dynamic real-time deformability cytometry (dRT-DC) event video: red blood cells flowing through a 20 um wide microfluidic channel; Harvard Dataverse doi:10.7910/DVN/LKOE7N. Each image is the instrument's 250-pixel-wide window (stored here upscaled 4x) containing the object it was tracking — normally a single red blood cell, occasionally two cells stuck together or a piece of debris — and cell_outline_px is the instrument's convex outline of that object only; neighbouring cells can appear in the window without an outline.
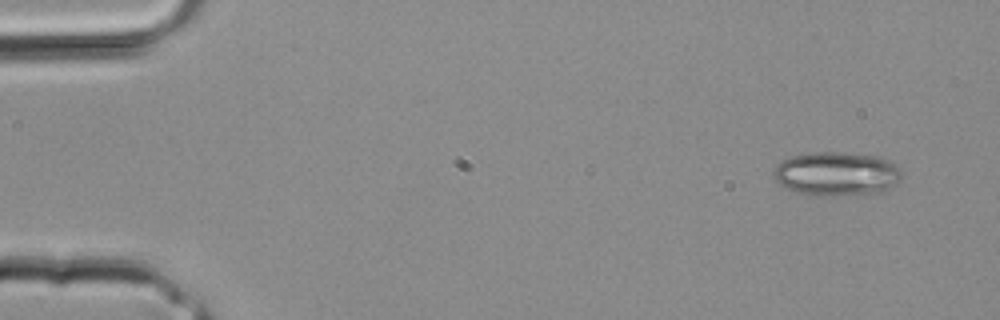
{"species": "common noctule bat (a hibernating species)", "species_latin": "Nyctalus noctula", "temperature_condition": "room temperature", "stored_images_in_passage": 3, "camera_frame_rate_fps": 3000, "um_per_image_px": 0.085, "animal": {"sex": "male", "body_mass_g": 20.4}, "frame": {"image": 1, "passage_image": 1, "time_ms": 0.0, "image_size_px": [1000, 320], "cell_outline_px": [[904, 172], [900, 180], [884, 192], [828, 196], [820, 196], [796, 192], [784, 188], [776, 180], [772, 172], [776, 164], [788, 156], [812, 152], [840, 152], [876, 156], [888, 160], [896, 164]], "centroid_in_image_um": [71.1, 14.77], "position_along_channel_um": 13.9, "area_um2": 33.23}}